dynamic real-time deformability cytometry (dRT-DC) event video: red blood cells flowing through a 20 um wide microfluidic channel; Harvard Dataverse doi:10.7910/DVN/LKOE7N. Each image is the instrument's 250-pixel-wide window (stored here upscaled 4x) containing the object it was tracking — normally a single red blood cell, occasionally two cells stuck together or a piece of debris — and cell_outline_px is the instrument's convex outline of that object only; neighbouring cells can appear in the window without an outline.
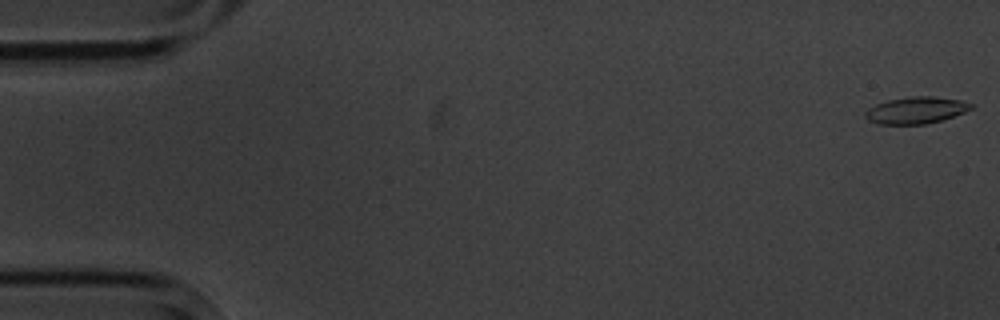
{"species": "common noctule bat (a hibernating species)", "species_latin": "Nyctalus noctula", "temperature_condition": "cold", "stored_images_in_passage": 13, "camera_frame_rate_fps": 3000, "um_per_image_px": 0.085, "animal": {"sex": "male", "body_mass_g": 20.1, "forearm_length_mm": 53.5}, "frame": {"image": 1, "passage_image": 1, "time_ms": 0.0, "image_size_px": [1000, 320], "cell_outline_px": [[972, 108], [964, 112], [940, 120], [924, 124], [880, 124], [868, 120], [864, 116], [864, 112], [868, 108], [876, 104], [888, 100], [912, 96], [932, 96], [960, 100], [972, 104]], "centroid_in_image_um": [77.81, 9.36], "position_along_channel_um": 7.2, "area_um2": 16.3}}
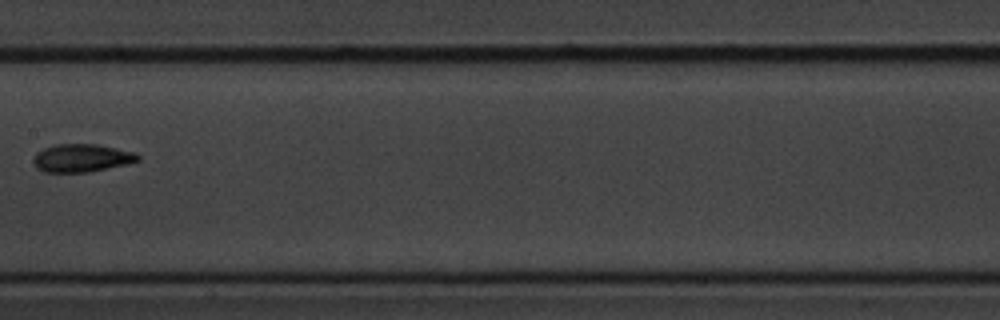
{"frame": {"image": 2, "passage_image": 8, "time_ms": 9.333, "image_size_px": [1000, 320], "cell_outline_px": [[140, 160], [128, 164], [88, 172], [44, 172], [36, 168], [32, 164], [32, 160], [36, 152], [44, 148], [56, 144], [96, 144], [136, 152], [140, 156]], "centroid_in_image_um": [6.93, 13.43], "position_along_channel_um": 200.5, "area_um2": 17.22}}
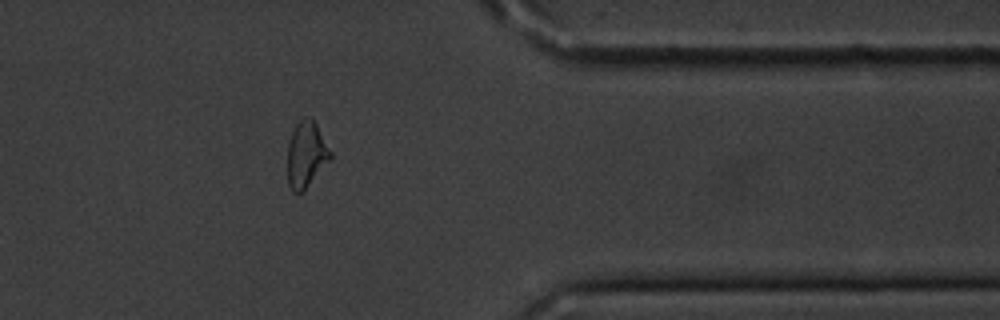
{"frame": {"image": 3, "passage_image": 13, "time_ms": 15.0, "image_size_px": [1000, 320], "cell_outline_px": [[332, 160], [300, 192], [292, 192], [288, 184], [288, 144], [292, 132], [296, 124], [300, 120], [308, 116], [312, 116], [332, 152]], "centroid_in_image_um": [26.05, 13.09], "position_along_channel_um": 385.3, "area_um2": 16.47}, "authors_computed_cell_mechanics": {"area_um2": 16.5308, "velocity_mm_per_s": 3.5169, "shape_relaxation_time_tau1_ms": 2.7953, "shape_relaxation_time_tau2_ms": null, "deformation_change_tau1": 0.1055, "deformation_change_tau2": null}}